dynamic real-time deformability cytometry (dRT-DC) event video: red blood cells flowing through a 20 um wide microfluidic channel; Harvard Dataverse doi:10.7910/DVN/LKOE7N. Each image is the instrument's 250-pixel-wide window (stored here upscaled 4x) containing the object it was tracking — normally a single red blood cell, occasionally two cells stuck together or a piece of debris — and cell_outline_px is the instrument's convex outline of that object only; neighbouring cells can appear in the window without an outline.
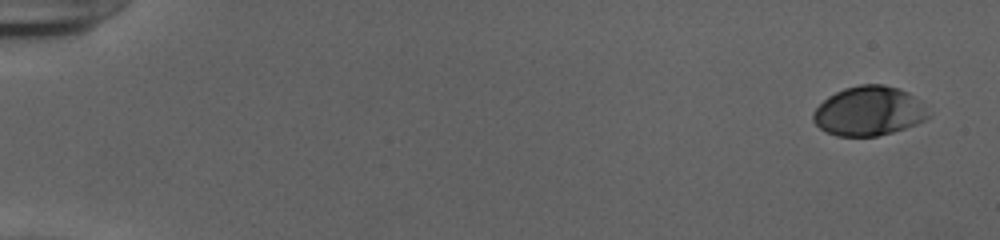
{"species": "human", "species_latin": "Homo sapiens", "temperature_condition": "cold", "stored_images_in_passage": 29, "camera_frame_rate_fps": 3000, "um_per_image_px": 0.085, "donor": {"sex": "female"}, "frame": {"image": 1, "passage_image": 1, "time_ms": 0.0, "image_size_px": [1000, 240], "cell_outline_px": [[932, 112], [924, 120], [916, 124], [892, 132], [876, 136], [836, 136], [820, 128], [812, 120], [812, 112], [828, 96], [844, 88], [860, 84], [884, 84], [908, 92]], "centroid_in_image_um": [73.84, 9.44], "position_along_channel_um": 11.2, "area_um2": 33.06}}
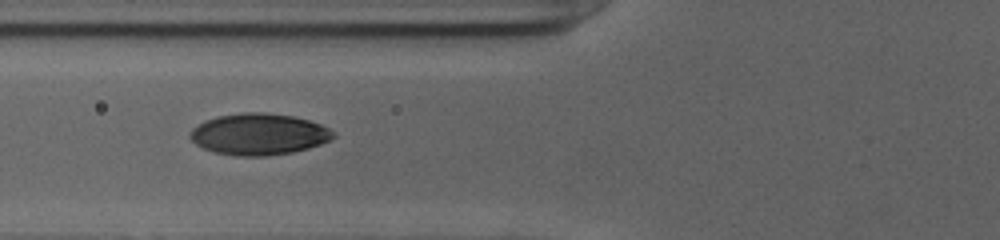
{"frame": {"image": 2, "passage_image": 21, "time_ms": 6.667, "image_size_px": [1000, 240], "cell_outline_px": [[336, 136], [320, 144], [308, 148], [292, 152], [264, 156], [236, 156], [212, 152], [196, 144], [188, 136], [192, 128], [204, 120], [216, 116], [244, 112], [264, 112], [292, 116], [308, 120], [320, 124], [328, 128]], "centroid_in_image_um": [21.95, 11.4], "position_along_channel_um": 103.9, "area_um2": 34.56}}
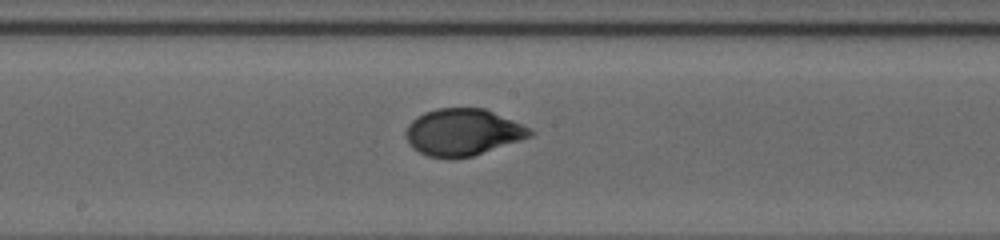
{"frame": {"image": 3, "passage_image": 29, "time_ms": 9.333, "image_size_px": [1000, 240], "cell_outline_px": [[536, 132], [532, 136], [472, 156], [428, 156], [412, 148], [408, 144], [404, 132], [408, 124], [416, 116], [424, 112], [436, 108], [484, 108], [532, 128]], "centroid_in_image_um": [39.33, 11.2], "position_along_channel_um": 208.9, "area_um2": 33.64}}